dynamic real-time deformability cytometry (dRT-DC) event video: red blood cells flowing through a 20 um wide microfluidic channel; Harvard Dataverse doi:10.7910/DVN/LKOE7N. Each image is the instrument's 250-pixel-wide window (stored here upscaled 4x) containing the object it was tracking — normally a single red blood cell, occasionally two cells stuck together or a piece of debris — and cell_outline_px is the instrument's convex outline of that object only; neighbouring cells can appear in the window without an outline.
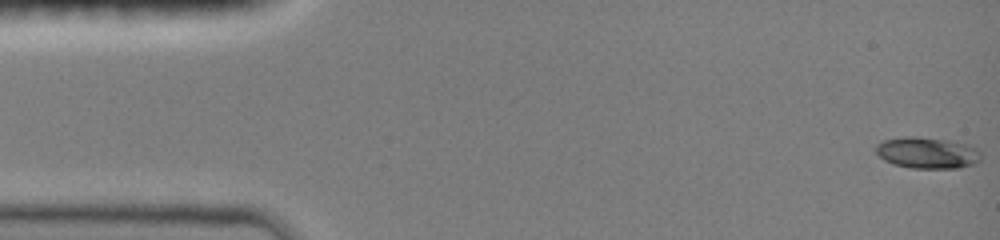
{"species": "common noctule bat (a hibernating species)", "species_latin": "Nyctalus noctula", "temperature_condition": "room temperature", "stored_images_in_passage": 42, "camera_frame_rate_fps": 3000, "um_per_image_px": 0.085, "animal": {"sex": "female", "body_mass_g": 19.0, "forearm_length_mm": 51.5}, "frame": {"image": 1, "passage_image": 1, "time_ms": 0.0, "image_size_px": [1000, 240], "cell_outline_px": [[980, 160], [972, 164], [956, 168], [912, 168], [892, 164], [884, 160], [876, 152], [876, 144], [884, 140], [904, 136], [916, 136], [944, 140], [964, 144], [976, 148], [980, 152]], "centroid_in_image_um": [78.77, 12.99], "position_along_channel_um": 6.2, "area_um2": 18.96}}
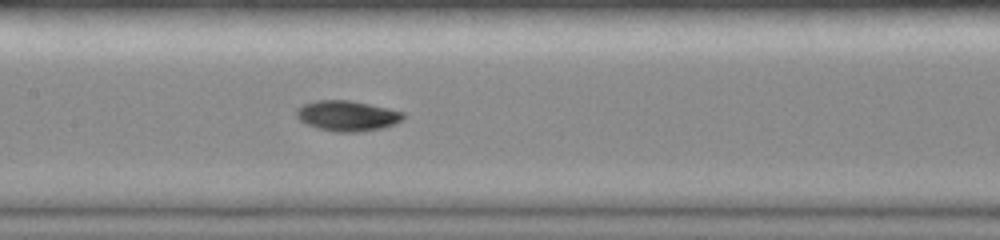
{"frame": {"image": 2, "passage_image": 23, "time_ms": 7.333, "image_size_px": [1000, 240], "cell_outline_px": [[404, 120], [396, 124], [384, 128], [360, 132], [336, 132], [320, 128], [308, 124], [300, 120], [296, 116], [296, 108], [304, 104], [316, 100], [352, 100], [388, 108], [404, 112]], "centroid_in_image_um": [29.56, 9.84], "position_along_channel_um": 177.8, "area_um2": 19.07}}
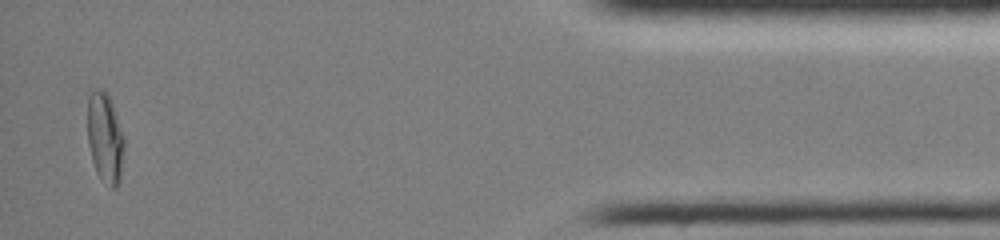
{"frame": {"image": 3, "passage_image": 41, "time_ms": 13.333, "image_size_px": [1000, 240], "cell_outline_px": [[124, 144], [120, 180], [116, 188], [112, 188], [96, 172], [92, 160], [88, 144], [88, 96], [96, 88], [104, 92], [108, 96], [112, 104], [124, 136]], "centroid_in_image_um": [8.93, 11.73], "position_along_channel_um": 426.3, "area_um2": 18.9}, "authors_computed_cell_mechanics": {"area_um2": 18.0336, "velocity_mm_per_s": 4.0438, "shape_relaxation_time_tau1_ms": 4.4606, "shape_relaxation_time_tau2_ms": 7.8206, "deformation_change_tau1": 0.2102, "deformation_change_tau2": 0.0523}}